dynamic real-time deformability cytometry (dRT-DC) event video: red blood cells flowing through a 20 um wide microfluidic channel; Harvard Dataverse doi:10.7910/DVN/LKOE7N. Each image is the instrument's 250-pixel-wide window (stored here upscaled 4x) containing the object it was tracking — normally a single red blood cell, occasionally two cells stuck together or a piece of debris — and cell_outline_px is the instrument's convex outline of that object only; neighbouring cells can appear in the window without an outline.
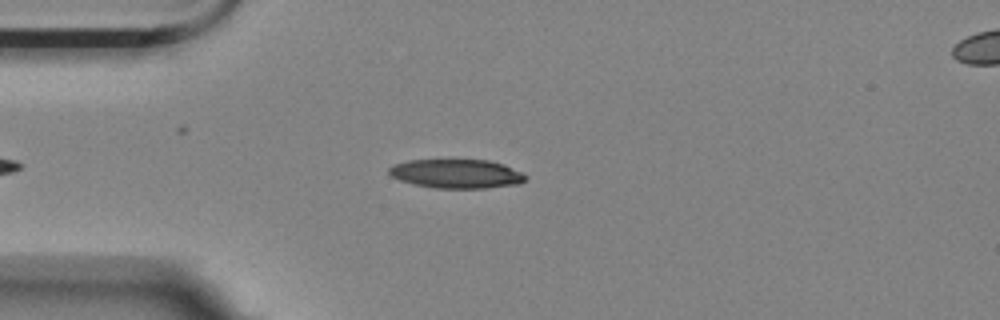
{"species": "Egyptian fruit bat (a non-hibernating species)", "species_latin": "Rousettus aegyptiacus", "temperature_condition": "room temperature", "stored_images_in_passage": 47, "camera_frame_rate_fps": 3000, "um_per_image_px": 0.085, "animal": {"sex": "female"}, "frame": {"image": 1, "passage_image": 5, "time_ms": 1.333, "image_size_px": [1000, 320], "cell_outline_px": [[528, 176], [520, 184], [484, 188], [436, 188], [416, 184], [400, 180], [392, 176], [388, 172], [388, 168], [396, 164], [408, 160], [488, 160], [504, 164]], "centroid_in_image_um": [38.82, 14.76], "position_along_channel_um": 46.2, "area_um2": 22.89}}
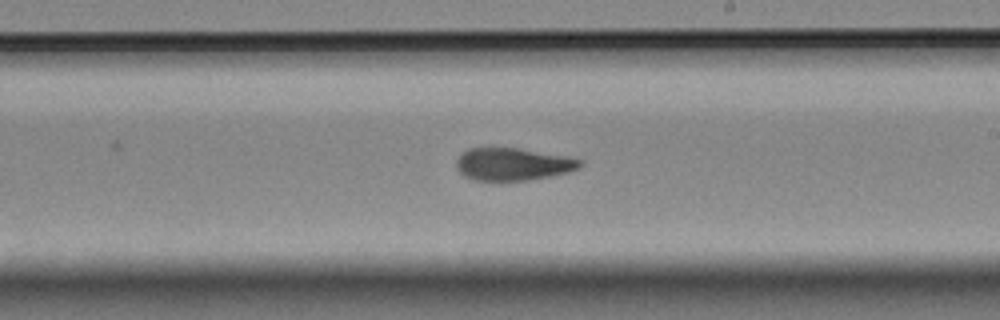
{"frame": {"image": 2, "passage_image": 23, "time_ms": 7.333, "image_size_px": [1000, 320], "cell_outline_px": [[580, 164], [576, 168], [568, 172], [528, 180], [472, 180], [464, 176], [456, 168], [456, 160], [460, 152], [468, 148], [516, 148], [564, 156], [580, 160]], "centroid_in_image_um": [43.48, 13.95], "position_along_channel_um": 245.5, "area_um2": 23.06}}
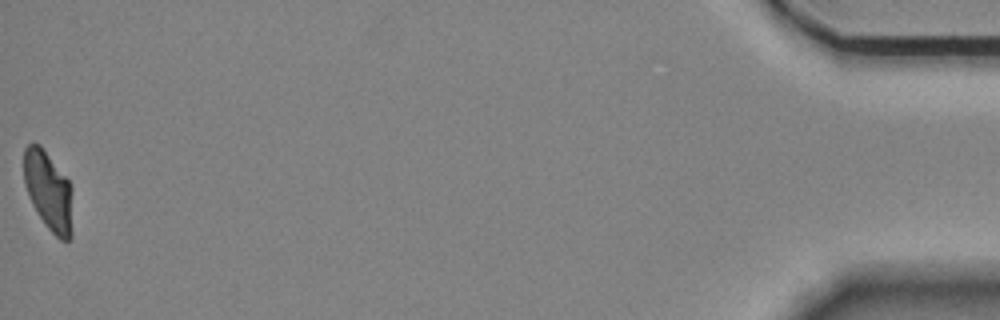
{"frame": {"image": 3, "passage_image": 47, "time_ms": 15.333, "image_size_px": [1000, 320], "cell_outline_px": [[72, 240], [60, 240], [48, 228], [32, 204], [24, 184], [24, 148], [32, 140], [40, 144], [68, 180], [72, 188]], "centroid_in_image_um": [4.13, 16.22], "position_along_channel_um": 431.1, "area_um2": 22.66}, "authors_computed_cell_mechanics": {"area_um2": 23.8714, "velocity_mm_per_s": 3.5394, "shape_relaxation_time_tau1_ms": 10.3622, "shape_relaxation_time_tau2_ms": 3.5719, "deformation_change_tau1": 0.2521, "deformation_change_tau2": 0.0986}}